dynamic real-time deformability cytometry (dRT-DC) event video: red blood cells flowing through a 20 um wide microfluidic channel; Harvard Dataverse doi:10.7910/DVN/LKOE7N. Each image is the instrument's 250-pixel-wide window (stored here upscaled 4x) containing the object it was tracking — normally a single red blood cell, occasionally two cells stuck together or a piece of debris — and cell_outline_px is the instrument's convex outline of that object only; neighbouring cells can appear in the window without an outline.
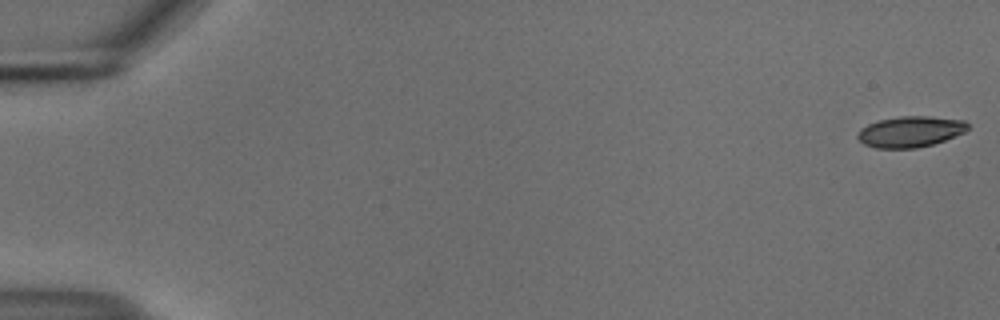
{"species": "common noctule bat (a hibernating species)", "species_latin": "Nyctalus noctula", "temperature_condition": "cold", "stored_images_in_passage": 17, "camera_frame_rate_fps": 3000, "um_per_image_px": 0.085, "animal": {"sex": "male", "body_mass_g": 18.8}, "frame": {"image": 1, "passage_image": 1, "time_ms": 0.0, "image_size_px": [1000, 320], "cell_outline_px": [[968, 128], [964, 132], [944, 140], [932, 144], [916, 148], [876, 148], [864, 144], [856, 136], [860, 128], [868, 124], [880, 120], [900, 116], [928, 116], [964, 120], [968, 124]], "centroid_in_image_um": [77.36, 11.19], "position_along_channel_um": 7.6, "area_um2": 19.71}}
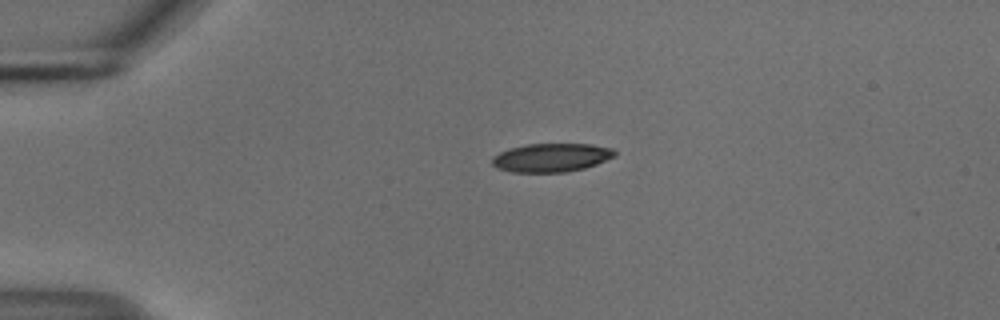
{"frame": {"image": 2, "passage_image": 13, "time_ms": 4.0, "image_size_px": [1000, 320], "cell_outline_px": [[616, 156], [596, 164], [584, 168], [564, 172], [512, 172], [496, 168], [492, 164], [492, 156], [508, 148], [528, 144], [592, 144], [612, 148], [616, 152]], "centroid_in_image_um": [46.85, 13.39], "position_along_channel_um": 38.2, "area_um2": 20.46}}